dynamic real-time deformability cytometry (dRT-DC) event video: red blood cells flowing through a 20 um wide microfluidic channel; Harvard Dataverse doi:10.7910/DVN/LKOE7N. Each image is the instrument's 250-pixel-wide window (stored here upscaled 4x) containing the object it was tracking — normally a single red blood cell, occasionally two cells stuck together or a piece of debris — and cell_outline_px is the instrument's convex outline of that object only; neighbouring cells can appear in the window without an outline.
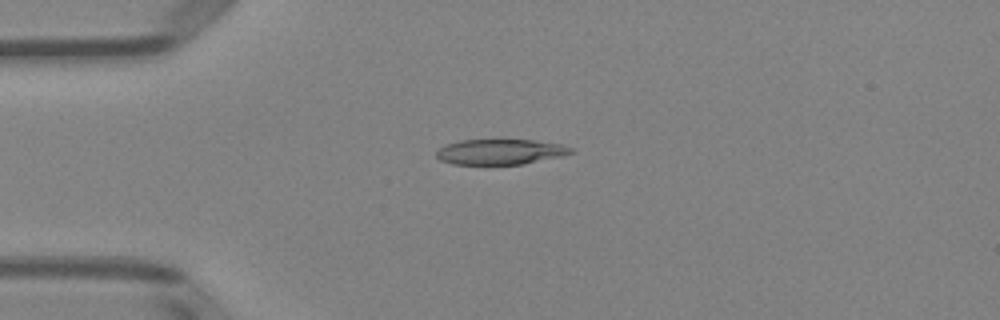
{"species": "Egyptian fruit bat (a non-hibernating species)", "species_latin": "Rousettus aegyptiacus", "temperature_condition": "room temperature", "stored_images_in_passage": 4, "camera_frame_rate_fps": 3000, "um_per_image_px": 0.085, "animal": {"sex": "female"}, "frame": {"image": 1, "passage_image": 2, "time_ms": 1.0, "image_size_px": [1000, 320], "cell_outline_px": [[576, 152], [560, 156], [520, 164], [452, 164], [440, 160], [436, 156], [436, 152], [440, 148], [448, 144], [460, 140], [532, 140], [560, 144], [572, 148]], "centroid_in_image_um": [42.51, 12.9], "position_along_channel_um": 42.5, "area_um2": 19.59}}
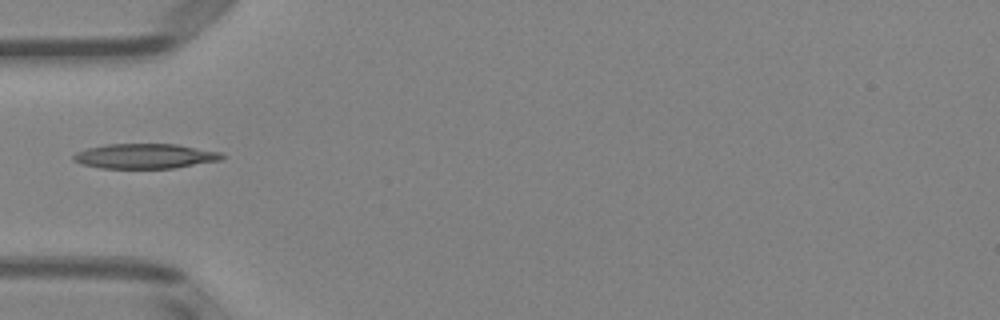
{"frame": {"image": 2, "passage_image": 3, "time_ms": 2.333, "image_size_px": [1000, 320], "cell_outline_px": [[228, 156], [220, 160], [172, 168], [100, 168], [80, 164], [72, 160], [72, 156], [76, 152], [88, 148], [108, 144], [176, 144], [220, 152]], "centroid_in_image_um": [12.3, 13.27], "position_along_channel_um": 72.7, "area_um2": 21.5}}
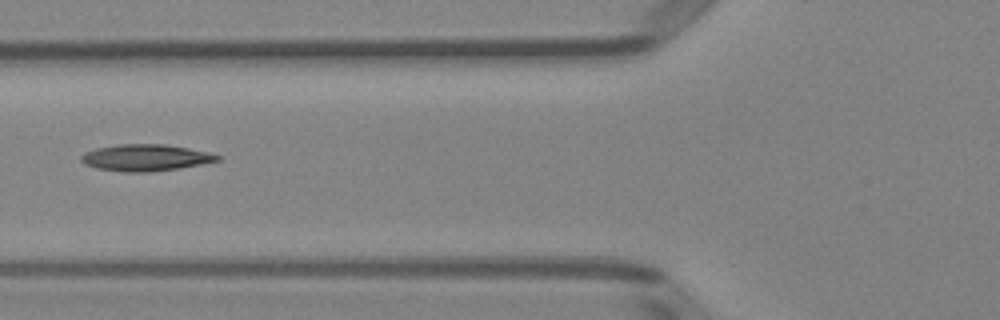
{"frame": {"image": 3, "passage_image": 4, "time_ms": 3.333, "image_size_px": [1000, 320], "cell_outline_px": [[220, 160], [180, 168], [148, 172], [124, 172], [96, 168], [84, 164], [80, 160], [80, 156], [84, 152], [96, 148], [116, 144], [164, 144], [212, 152], [220, 156]], "centroid_in_image_um": [12.35, 13.39], "position_along_channel_um": 113.5, "area_um2": 21.27}}